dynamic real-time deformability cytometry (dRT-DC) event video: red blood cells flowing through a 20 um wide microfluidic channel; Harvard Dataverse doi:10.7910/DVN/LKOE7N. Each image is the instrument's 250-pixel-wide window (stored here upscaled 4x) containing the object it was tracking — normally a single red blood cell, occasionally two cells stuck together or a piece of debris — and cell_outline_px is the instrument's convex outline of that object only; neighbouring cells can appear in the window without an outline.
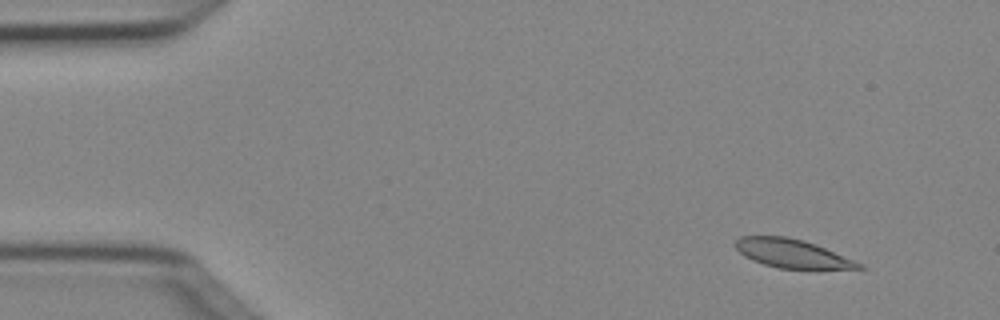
{"species": "Egyptian fruit bat (a non-hibernating species)", "species_latin": "Rousettus aegyptiacus", "temperature_condition": "cold", "stored_images_in_passage": 5, "camera_frame_rate_fps": 3000, "um_per_image_px": 0.085, "animal": {"sex": "female"}, "frame": {"image": 1, "passage_image": 2, "time_ms": 0.333, "image_size_px": [1000, 320], "cell_outline_px": [[868, 268], [780, 268], [764, 264], [752, 260], [744, 256], [732, 244], [740, 236], [788, 236], [804, 240], [816, 244], [864, 264]], "centroid_in_image_um": [67.3, 21.52], "position_along_channel_um": 17.7, "area_um2": 20.46}}
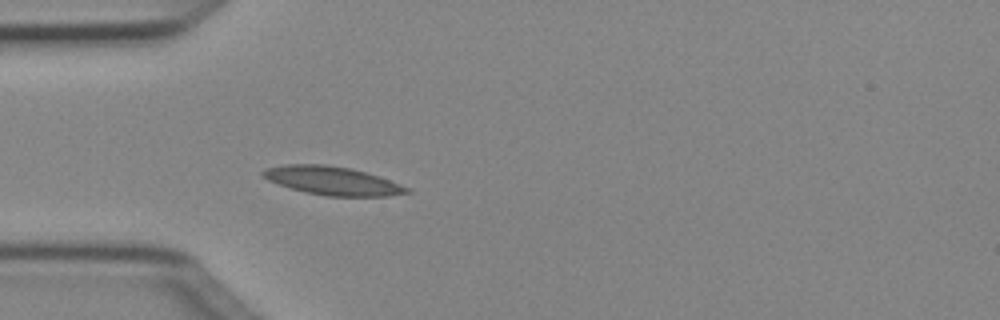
{"frame": {"image": 2, "passage_image": 5, "time_ms": 1.333, "image_size_px": [1000, 320], "cell_outline_px": [[412, 192], [388, 196], [328, 196], [304, 192], [268, 180], [260, 176], [260, 172], [264, 168], [284, 164], [324, 164], [352, 168], [412, 188]], "centroid_in_image_um": [28.22, 15.35], "position_along_channel_um": 56.8, "area_um2": 23.87}}